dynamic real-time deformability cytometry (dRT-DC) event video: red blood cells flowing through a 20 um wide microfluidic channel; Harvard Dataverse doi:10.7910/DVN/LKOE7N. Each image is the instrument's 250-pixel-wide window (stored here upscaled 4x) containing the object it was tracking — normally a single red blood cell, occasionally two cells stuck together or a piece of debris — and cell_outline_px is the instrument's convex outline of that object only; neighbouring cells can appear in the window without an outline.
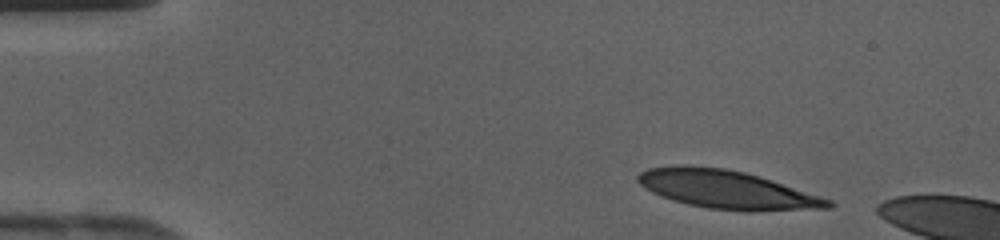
{"species": "human", "species_latin": "Homo sapiens", "temperature_condition": "cold", "stored_images_in_passage": 38, "camera_frame_rate_fps": 3000, "um_per_image_px": 0.085, "donor": {"sex": "female"}, "frame": {"image": 1, "passage_image": 3, "time_ms": 0.667, "image_size_px": [1000, 240], "cell_outline_px": [[836, 204], [832, 208], [752, 212], [744, 212], [708, 208], [688, 204], [672, 200], [660, 196], [644, 188], [636, 180], [636, 176], [640, 172], [648, 168], [676, 164], [684, 164], [724, 168], [744, 172], [820, 196], [832, 200]], "centroid_in_image_um": [61.75, 16.12], "position_along_channel_um": 23.2, "area_um2": 42.83}}
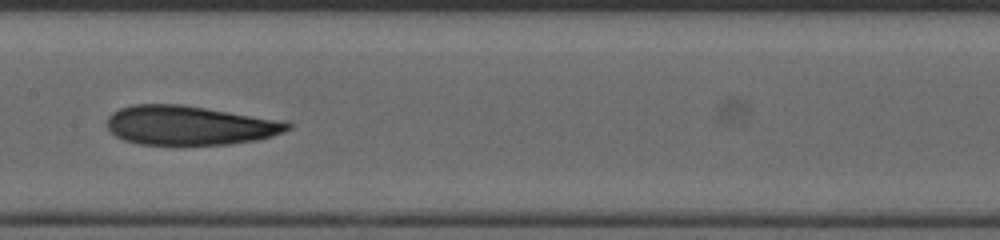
{"frame": {"image": 2, "passage_image": 19, "time_ms": 6.0, "image_size_px": [1000, 240], "cell_outline_px": [[292, 128], [284, 132], [272, 136], [256, 140], [228, 144], [140, 144], [124, 140], [116, 136], [108, 128], [108, 116], [112, 112], [120, 108], [132, 104], [184, 104], [288, 120], [292, 124]], "centroid_in_image_um": [16.19, 10.63], "position_along_channel_um": 191.2, "area_um2": 41.79}}
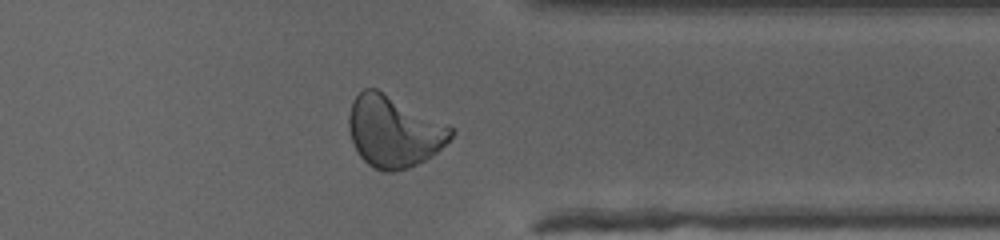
{"frame": {"image": 3, "passage_image": 31, "time_ms": 10.0, "image_size_px": [1000, 240], "cell_outline_px": [[456, 132], [432, 156], [408, 168], [392, 172], [384, 172], [372, 168], [360, 156], [352, 144], [348, 128], [348, 116], [352, 100], [364, 88], [376, 88], [448, 124]], "centroid_in_image_um": [33.44, 11.18], "position_along_channel_um": 378.0, "area_um2": 42.6}}